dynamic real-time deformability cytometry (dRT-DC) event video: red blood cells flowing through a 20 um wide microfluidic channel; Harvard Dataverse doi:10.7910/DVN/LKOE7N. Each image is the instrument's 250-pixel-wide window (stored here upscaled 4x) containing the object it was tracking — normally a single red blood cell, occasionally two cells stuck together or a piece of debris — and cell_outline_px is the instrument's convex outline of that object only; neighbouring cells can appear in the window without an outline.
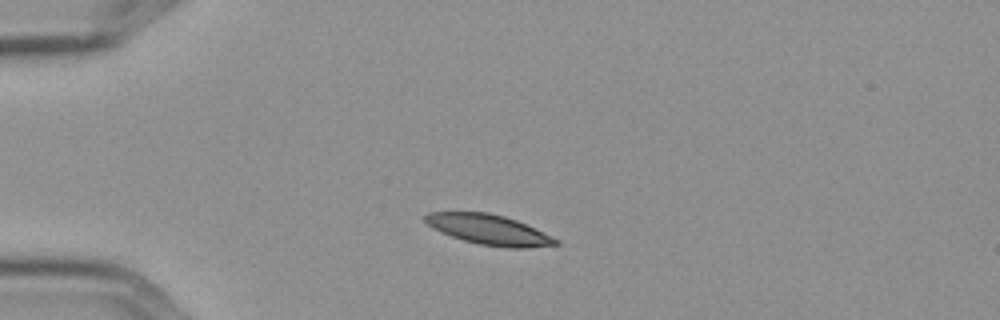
{"species": "Egyptian fruit bat (a non-hibernating species)", "species_latin": "Rousettus aegyptiacus", "temperature_condition": "cold", "stored_images_in_passage": 3, "camera_frame_rate_fps": 3000, "um_per_image_px": 0.085, "frame": {"image": 1, "passage_image": 2, "time_ms": 0.333, "image_size_px": [1000, 320], "cell_outline_px": [[560, 244], [528, 248], [504, 248], [480, 244], [464, 240], [440, 232], [432, 228], [424, 220], [424, 216], [428, 212], [488, 212], [504, 216], [516, 220], [560, 240]], "centroid_in_image_um": [41.56, 19.52], "position_along_channel_um": 43.4, "area_um2": 22.83}}